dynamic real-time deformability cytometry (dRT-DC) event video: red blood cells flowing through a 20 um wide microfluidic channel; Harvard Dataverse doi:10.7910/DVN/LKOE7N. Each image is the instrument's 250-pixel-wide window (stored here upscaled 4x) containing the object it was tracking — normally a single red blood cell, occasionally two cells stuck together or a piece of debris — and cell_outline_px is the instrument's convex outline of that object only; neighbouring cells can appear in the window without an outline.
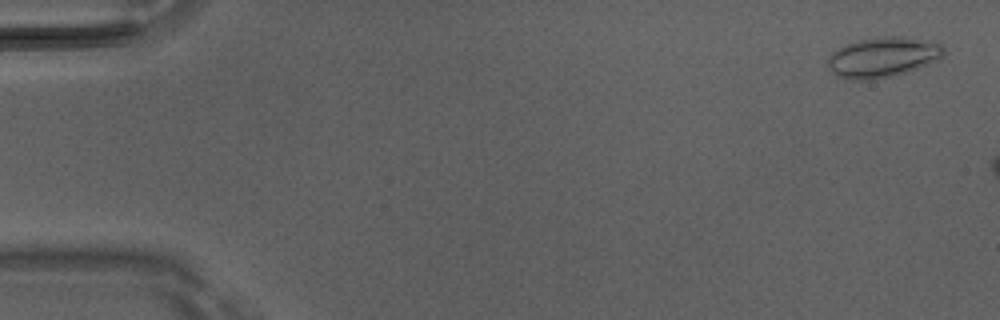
{"species": "Egyptian fruit bat (a non-hibernating species)", "species_latin": "Rousettus aegyptiacus", "temperature_condition": "room temperature", "stored_images_in_passage": 5, "camera_frame_rate_fps": 3000, "um_per_image_px": 0.085, "animal": {"sex": "male"}, "frame": {"image": 1, "passage_image": 1, "time_ms": 0.0, "image_size_px": [1000, 320], "cell_outline_px": [[944, 56], [928, 64], [892, 76], [876, 80], [848, 80], [836, 76], [828, 68], [828, 56], [832, 52], [848, 44], [860, 40], [884, 36], [892, 36], [936, 40], [944, 48]], "centroid_in_image_um": [75.04, 4.87], "position_along_channel_um": 10.0, "area_um2": 27.22}}